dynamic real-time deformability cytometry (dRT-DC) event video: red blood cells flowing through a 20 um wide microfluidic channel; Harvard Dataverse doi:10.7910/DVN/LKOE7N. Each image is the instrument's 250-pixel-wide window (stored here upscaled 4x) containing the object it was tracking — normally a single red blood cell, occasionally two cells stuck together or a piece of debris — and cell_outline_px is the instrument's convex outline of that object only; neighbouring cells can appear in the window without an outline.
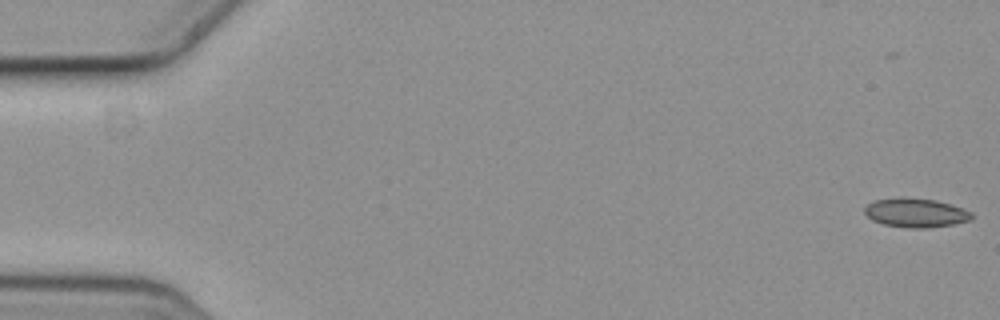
{"species": "common noctule bat (a hibernating species)", "species_latin": "Nyctalus noctula", "temperature_condition": "cold", "stored_images_in_passage": 5, "camera_frame_rate_fps": 3000, "um_per_image_px": 0.085, "animal": {"sex": "female", "body_mass_g": 19.3, "forearm_length_mm": 54.1}, "frame": {"image": 1, "passage_image": 1, "time_ms": 0.0, "image_size_px": [1000, 320], "cell_outline_px": [[972, 220], [952, 224], [928, 228], [908, 228], [884, 224], [872, 220], [864, 212], [864, 208], [872, 200], [936, 200], [972, 212]], "centroid_in_image_um": [77.85, 18.14], "position_along_channel_um": 7.2, "area_um2": 17.28}}
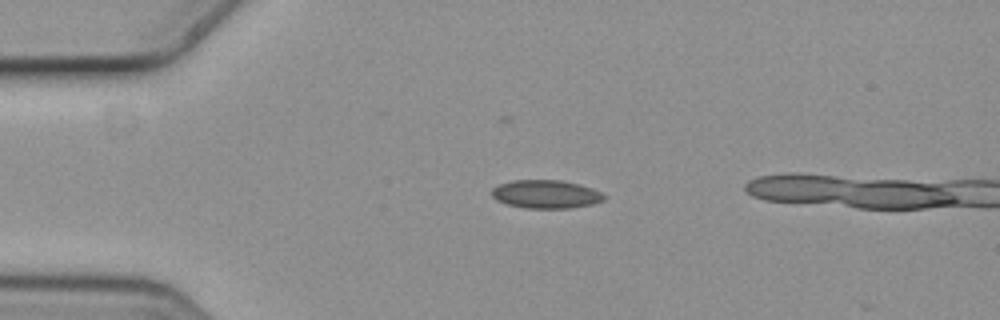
{"frame": {"image": 2, "passage_image": 4, "time_ms": 1.0, "image_size_px": [1000, 320], "cell_outline_px": [[608, 196], [604, 200], [592, 204], [572, 208], [524, 208], [508, 204], [496, 200], [492, 196], [492, 188], [500, 184], [512, 180], [560, 180], [580, 184], [592, 188]], "centroid_in_image_um": [46.42, 16.5], "position_along_channel_um": 38.6, "area_um2": 18.61}}